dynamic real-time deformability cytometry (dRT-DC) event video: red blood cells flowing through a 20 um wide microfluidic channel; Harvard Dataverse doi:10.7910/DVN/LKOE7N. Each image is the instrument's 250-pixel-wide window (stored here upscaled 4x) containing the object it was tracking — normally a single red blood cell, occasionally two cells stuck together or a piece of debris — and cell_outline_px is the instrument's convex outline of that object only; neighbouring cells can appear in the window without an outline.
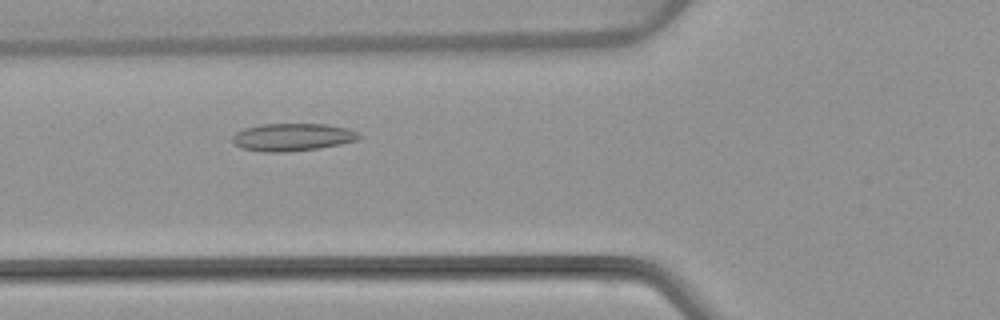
{"species": "common noctule bat (a hibernating species)", "species_latin": "Nyctalus noctula", "temperature_condition": "warm", "stored_images_in_passage": 5, "camera_frame_rate_fps": 3000, "um_per_image_px": 0.085, "animal": {"sex": "female", "body_mass_g": 22.7, "forearm_length_mm": 54.2}, "frame": {"image": 1, "passage_image": 4, "time_ms": 3.333, "image_size_px": [1000, 320], "cell_outline_px": [[360, 136], [356, 140], [340, 144], [320, 148], [288, 152], [264, 152], [240, 148], [232, 140], [232, 136], [236, 132], [244, 128], [260, 124], [328, 124], [348, 128], [356, 132]], "centroid_in_image_um": [24.83, 11.66], "position_along_channel_um": 101.0, "area_um2": 20.4}}
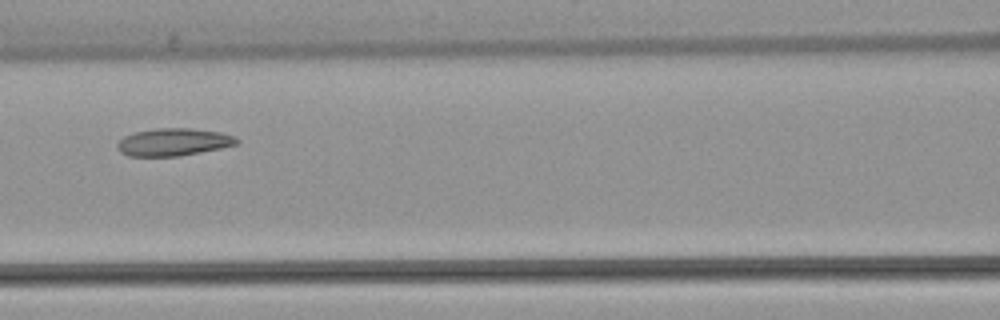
{"frame": {"image": 2, "passage_image": 5, "time_ms": 4.667, "image_size_px": [1000, 320], "cell_outline_px": [[240, 144], [180, 156], [128, 156], [120, 152], [116, 148], [116, 144], [124, 136], [136, 132], [156, 128], [192, 128], [220, 132], [236, 136], [240, 140]], "centroid_in_image_um": [14.77, 12.07], "position_along_channel_um": 151.8, "area_um2": 19.31}}